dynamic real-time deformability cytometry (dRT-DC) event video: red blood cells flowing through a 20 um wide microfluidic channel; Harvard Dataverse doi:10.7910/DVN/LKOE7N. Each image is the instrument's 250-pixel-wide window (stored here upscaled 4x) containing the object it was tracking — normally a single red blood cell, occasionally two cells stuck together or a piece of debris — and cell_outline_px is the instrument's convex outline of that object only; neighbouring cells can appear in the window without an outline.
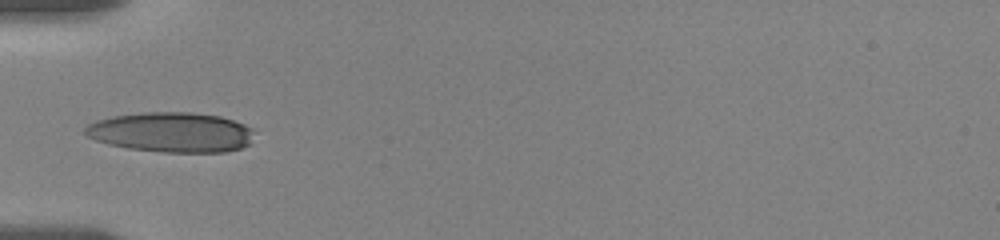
{"species": "human", "species_latin": "Homo sapiens", "temperature_condition": "room temperature", "stored_images_in_passage": 2, "camera_frame_rate_fps": 3000, "um_per_image_px": 0.085, "donor": {"sex": "female"}, "frame": {"image": 1, "passage_image": 1, "time_ms": 0.0, "image_size_px": [1000, 240], "cell_outline_px": [[252, 128], [248, 144], [240, 148], [224, 152], [164, 152], [128, 148], [108, 144], [84, 136], [84, 128], [88, 124], [96, 120], [112, 116], [144, 112], [192, 112], [220, 116], [244, 124]], "centroid_in_image_um": [14.5, 11.23], "position_along_channel_um": 70.5, "area_um2": 39.3}}